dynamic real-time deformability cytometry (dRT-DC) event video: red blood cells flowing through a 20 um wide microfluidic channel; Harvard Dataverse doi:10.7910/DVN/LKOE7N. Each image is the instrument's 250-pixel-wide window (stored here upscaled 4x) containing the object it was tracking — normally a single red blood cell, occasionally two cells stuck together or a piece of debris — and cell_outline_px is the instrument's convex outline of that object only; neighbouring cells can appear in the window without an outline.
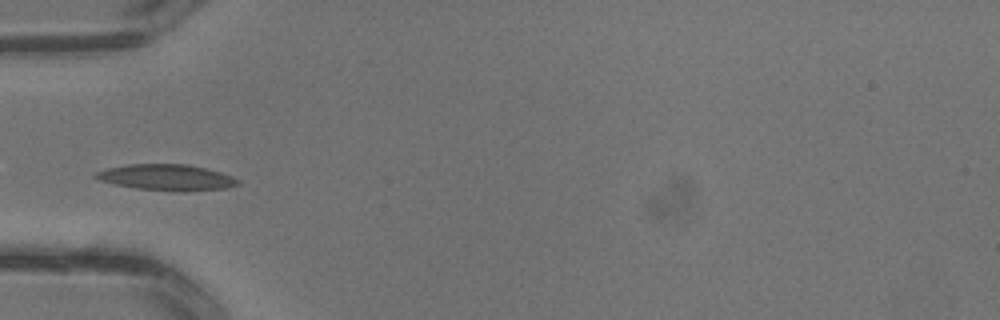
{"species": "common noctule bat (a hibernating species)", "species_latin": "Nyctalus noctula", "temperature_condition": "warm", "stored_images_in_passage": 3, "camera_frame_rate_fps": 3000, "um_per_image_px": 0.085, "animal": {"sex": "male", "body_mass_g": 13.3}, "frame": {"image": 1, "passage_image": 3, "time_ms": 0.667, "image_size_px": [1000, 320], "cell_outline_px": [[240, 184], [224, 188], [184, 192], [136, 188], [112, 184], [100, 180], [92, 176], [96, 172], [108, 168], [128, 164], [188, 164], [220, 172], [232, 176], [240, 180]], "centroid_in_image_um": [14.16, 15.08], "position_along_channel_um": 70.8, "area_um2": 21.56}}